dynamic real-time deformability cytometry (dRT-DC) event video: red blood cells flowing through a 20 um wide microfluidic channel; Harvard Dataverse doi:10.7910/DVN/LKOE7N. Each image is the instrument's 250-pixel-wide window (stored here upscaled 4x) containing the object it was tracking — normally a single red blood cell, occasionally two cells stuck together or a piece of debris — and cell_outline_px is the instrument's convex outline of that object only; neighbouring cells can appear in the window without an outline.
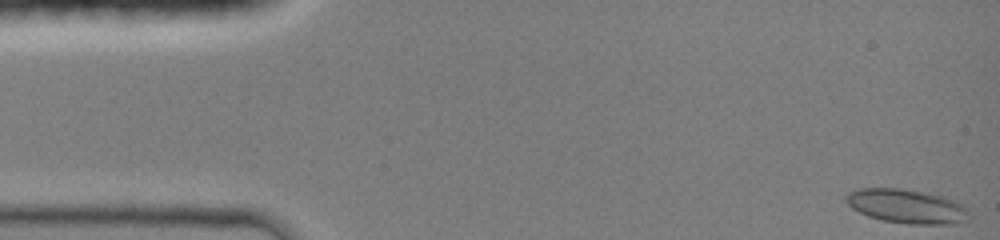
{"species": "common noctule bat (a hibernating species)", "species_latin": "Nyctalus noctula", "temperature_condition": "room temperature", "stored_images_in_passage": 55, "camera_frame_rate_fps": 3000, "um_per_image_px": 0.085, "animal": {"sex": "female", "body_mass_g": 19.0, "forearm_length_mm": 51.5}, "frame": {"image": 1, "passage_image": 1, "time_ms": 0.0, "image_size_px": [1000, 240], "cell_outline_px": [[972, 220], [956, 224], [908, 224], [884, 220], [868, 216], [852, 208], [844, 200], [844, 196], [848, 192], [856, 188], [900, 188], [924, 192], [944, 196], [956, 200], [968, 208], [972, 216]], "centroid_in_image_um": [77.14, 17.53], "position_along_channel_um": 7.9, "area_um2": 25.03}}
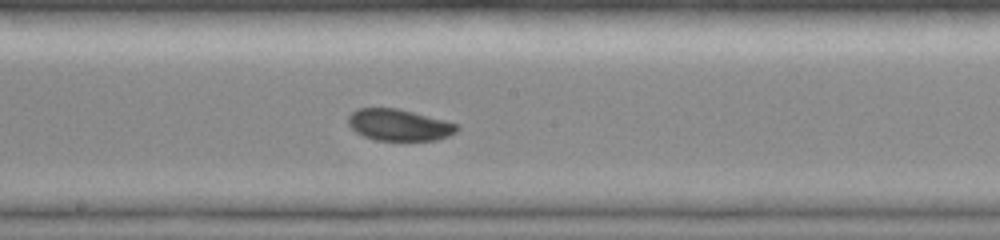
{"frame": {"image": 2, "passage_image": 30, "time_ms": 7.667, "image_size_px": [1000, 240], "cell_outline_px": [[460, 128], [456, 132], [448, 136], [436, 140], [376, 140], [364, 136], [356, 132], [348, 124], [348, 116], [356, 108], [396, 108], [444, 120], [456, 124]], "centroid_in_image_um": [33.9, 10.62], "position_along_channel_um": 214.3, "area_um2": 19.83}}
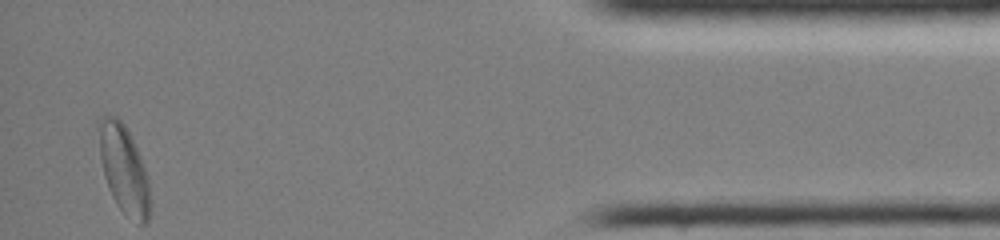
{"frame": {"image": 3, "passage_image": 55, "time_ms": 14.0, "image_size_px": [1000, 240], "cell_outline_px": [[148, 224], [140, 224], [124, 212], [116, 204], [112, 196], [104, 176], [100, 156], [100, 116], [116, 116], [124, 124], [140, 156], [148, 180]], "centroid_in_image_um": [10.52, 14.39], "position_along_channel_um": 424.7, "area_um2": 25.26}, "authors_computed_cell_mechanics": {"area_um2": 20.9236, "velocity_mm_per_s": 4.2336, "shape_relaxation_time_tau1_ms": 4.1899, "shape_relaxation_time_tau2_ms": null, "deformation_change_tau1": 0.11, "deformation_change_tau2": null}}